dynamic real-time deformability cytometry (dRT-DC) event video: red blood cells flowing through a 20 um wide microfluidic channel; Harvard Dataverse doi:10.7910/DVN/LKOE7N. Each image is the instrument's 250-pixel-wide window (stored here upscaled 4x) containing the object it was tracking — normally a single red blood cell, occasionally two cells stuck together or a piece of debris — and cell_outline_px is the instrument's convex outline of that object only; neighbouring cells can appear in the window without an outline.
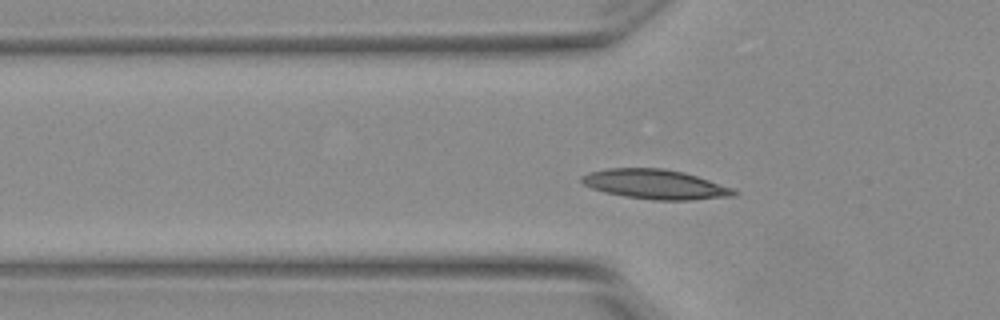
{"species": "Egyptian fruit bat (a non-hibernating species)", "species_latin": "Rousettus aegyptiacus", "temperature_condition": "warm", "stored_images_in_passage": 31, "camera_frame_rate_fps": 3000, "um_per_image_px": 0.085, "animal": {"sex": "female"}, "frame": {"image": 1, "passage_image": 4, "time_ms": 1.0, "image_size_px": [1000, 320], "cell_outline_px": [[736, 196], [692, 200], [652, 200], [624, 196], [604, 192], [592, 188], [584, 184], [580, 180], [580, 176], [588, 172], [608, 168], [664, 168], [684, 172], [732, 188], [736, 192]], "centroid_in_image_um": [55.66, 15.66], "position_along_channel_um": 70.1, "area_um2": 26.24}}
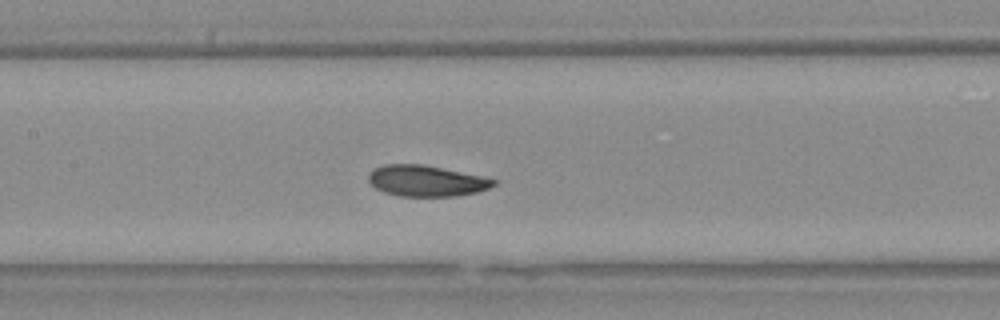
{"frame": {"image": 2, "passage_image": 12, "time_ms": 3.667, "image_size_px": [1000, 320], "cell_outline_px": [[496, 184], [488, 188], [476, 192], [456, 196], [400, 196], [384, 192], [376, 188], [368, 180], [368, 176], [376, 168], [384, 164], [420, 164], [480, 176], [496, 180]], "centroid_in_image_um": [36.21, 15.38], "position_along_channel_um": 171.2, "area_um2": 22.14}}
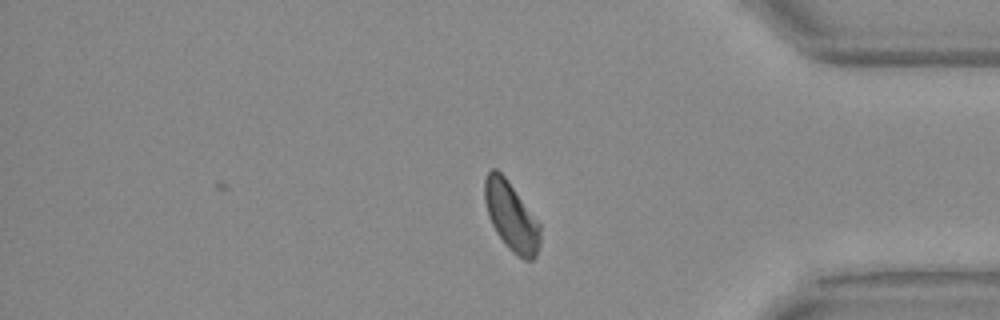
{"frame": {"image": 3, "passage_image": 31, "time_ms": 10.0, "image_size_px": [1000, 320], "cell_outline_px": [[540, 244], [536, 256], [532, 260], [524, 260], [516, 256], [508, 248], [496, 232], [488, 216], [484, 200], [484, 180], [488, 172], [492, 168], [496, 168], [508, 180], [540, 224]], "centroid_in_image_um": [43.45, 18.4], "position_along_channel_um": 391.8, "area_um2": 22.31}, "authors_computed_cell_mechanics": {"area_um2": 23.409, "velocity_mm_per_s": 3.7945, "shape_relaxation_time_tau1_ms": 3.9276, "shape_relaxation_time_tau2_ms": 1.6273, "deformation_change_tau1": 0.1496, "deformation_change_tau2": 0.0582}}